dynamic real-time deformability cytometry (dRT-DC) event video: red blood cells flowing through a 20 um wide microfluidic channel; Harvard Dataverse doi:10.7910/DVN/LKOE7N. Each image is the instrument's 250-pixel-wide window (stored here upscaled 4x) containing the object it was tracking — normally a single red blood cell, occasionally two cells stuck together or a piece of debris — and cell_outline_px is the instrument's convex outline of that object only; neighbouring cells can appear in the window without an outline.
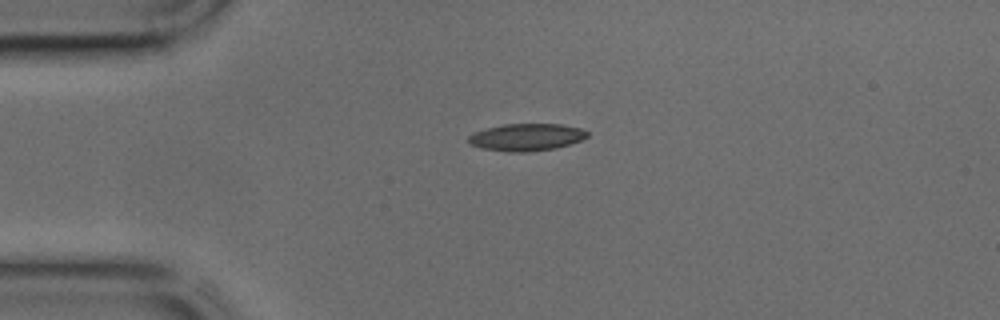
{"species": "common noctule bat (a hibernating species)", "species_latin": "Nyctalus noctula", "temperature_condition": "cold", "stored_images_in_passage": 34, "camera_frame_rate_fps": 3000, "um_per_image_px": 0.085, "animal": {"sex": "male", "body_mass_g": 17.9, "forearm_length_mm": 54.2}, "frame": {"image": 1, "passage_image": 1, "time_ms": 0.0, "image_size_px": [1000, 320], "cell_outline_px": [[588, 136], [580, 140], [556, 148], [528, 152], [508, 152], [484, 148], [468, 144], [468, 136], [472, 132], [504, 124], [560, 124], [580, 128], [588, 132]], "centroid_in_image_um": [44.72, 11.66], "position_along_channel_um": 40.3, "area_um2": 18.79}}
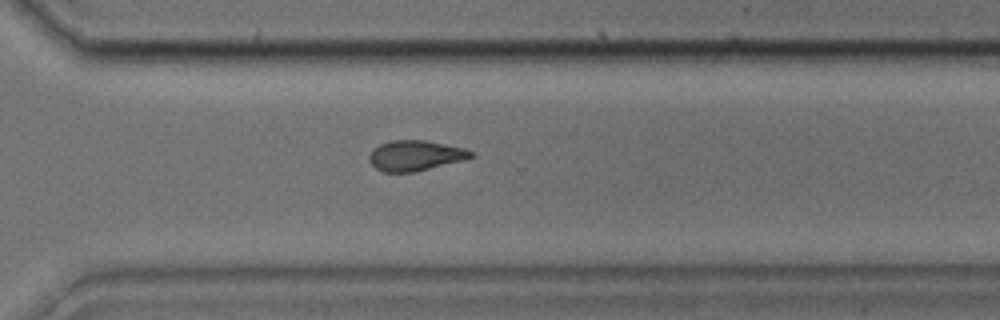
{"frame": {"image": 2, "passage_image": 22, "time_ms": 7.0, "image_size_px": [1000, 320], "cell_outline_px": [[476, 156], [468, 160], [416, 172], [384, 172], [376, 168], [368, 160], [368, 156], [372, 148], [380, 144], [392, 140], [424, 140], [464, 148], [472, 152]], "centroid_in_image_um": [35.33, 13.23], "position_along_channel_um": 335.3, "area_um2": 18.32}}
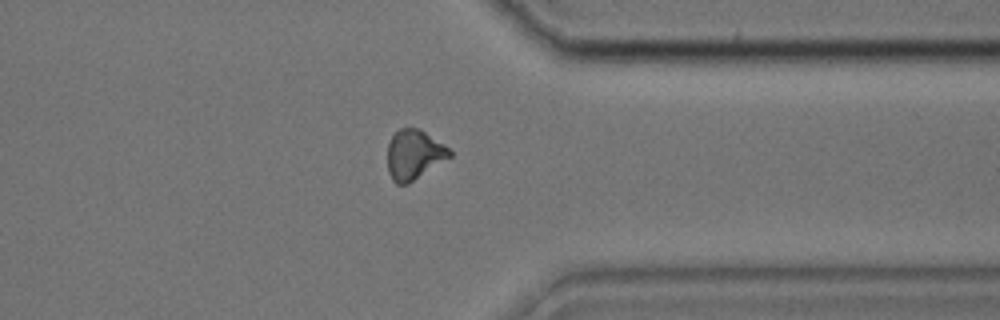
{"frame": {"image": 3, "passage_image": 25, "time_ms": 8.0, "image_size_px": [1000, 320], "cell_outline_px": [[452, 156], [408, 184], [396, 184], [392, 180], [388, 172], [388, 144], [392, 136], [400, 128], [420, 128], [444, 144], [452, 152]], "centroid_in_image_um": [35.2, 13.14], "position_along_channel_um": 376.2, "area_um2": 18.03}}